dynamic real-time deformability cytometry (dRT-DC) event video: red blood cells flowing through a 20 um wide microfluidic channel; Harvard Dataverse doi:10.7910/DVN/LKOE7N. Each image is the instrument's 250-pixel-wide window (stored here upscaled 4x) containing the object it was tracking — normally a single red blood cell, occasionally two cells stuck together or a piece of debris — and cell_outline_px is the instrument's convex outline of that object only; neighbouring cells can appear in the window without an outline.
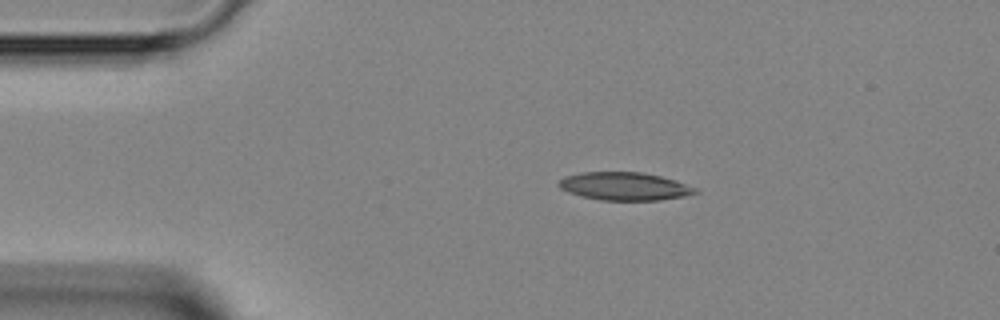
{"species": "Egyptian fruit bat (a non-hibernating species)", "species_latin": "Rousettus aegyptiacus", "temperature_condition": "room temperature", "stored_images_in_passage": 4, "camera_frame_rate_fps": 3000, "um_per_image_px": 0.085, "animal": {"sex": "female"}, "frame": {"image": 1, "passage_image": 2, "time_ms": 1.667, "image_size_px": [1000, 320], "cell_outline_px": [[700, 192], [684, 196], [660, 200], [600, 200], [580, 196], [568, 192], [560, 188], [556, 184], [564, 176], [580, 172], [640, 172], [660, 176], [676, 180], [696, 188]], "centroid_in_image_um": [53.06, 15.83], "position_along_channel_um": 31.9, "area_um2": 22.37}}
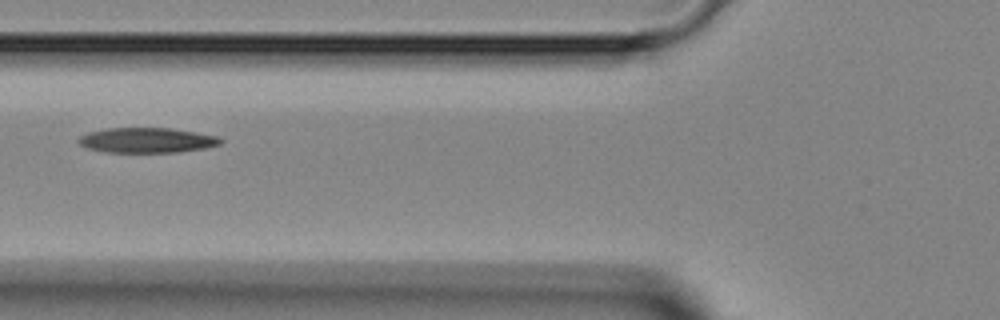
{"frame": {"image": 2, "passage_image": 4, "time_ms": 25.667, "image_size_px": [1000, 320], "cell_outline_px": [[224, 140], [220, 144], [204, 148], [176, 152], [104, 152], [88, 148], [80, 144], [76, 140], [80, 136], [88, 132], [108, 128], [168, 128], [196, 132], [220, 136]], "centroid_in_image_um": [12.49, 11.92], "position_along_channel_um": 113.3, "area_um2": 20.75}}